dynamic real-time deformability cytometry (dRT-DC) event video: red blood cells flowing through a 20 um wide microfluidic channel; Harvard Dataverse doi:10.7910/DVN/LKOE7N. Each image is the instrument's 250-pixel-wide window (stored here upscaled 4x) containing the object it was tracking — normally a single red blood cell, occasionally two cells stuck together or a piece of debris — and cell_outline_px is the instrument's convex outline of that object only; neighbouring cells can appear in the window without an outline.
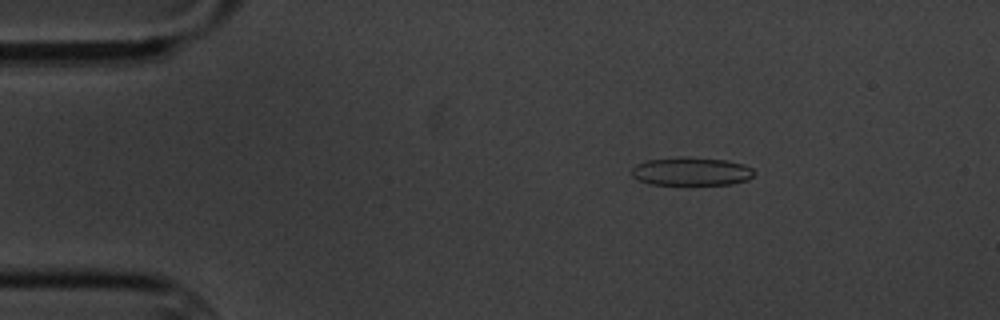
{"species": "common noctule bat (a hibernating species)", "species_latin": "Nyctalus noctula", "temperature_condition": "cold", "stored_images_in_passage": 5, "camera_frame_rate_fps": 3000, "um_per_image_px": 0.085, "animal": {"sex": "male", "body_mass_g": 20.1, "forearm_length_mm": 53.5}, "frame": {"image": 1, "passage_image": 3, "time_ms": 2.333, "image_size_px": [1000, 320], "cell_outline_px": [[756, 172], [748, 180], [732, 184], [652, 184], [640, 180], [632, 176], [632, 168], [636, 164], [644, 160], [676, 156], [728, 160], [744, 164], [752, 168]], "centroid_in_image_um": [58.77, 14.55], "position_along_channel_um": 26.2, "area_um2": 20.35}}